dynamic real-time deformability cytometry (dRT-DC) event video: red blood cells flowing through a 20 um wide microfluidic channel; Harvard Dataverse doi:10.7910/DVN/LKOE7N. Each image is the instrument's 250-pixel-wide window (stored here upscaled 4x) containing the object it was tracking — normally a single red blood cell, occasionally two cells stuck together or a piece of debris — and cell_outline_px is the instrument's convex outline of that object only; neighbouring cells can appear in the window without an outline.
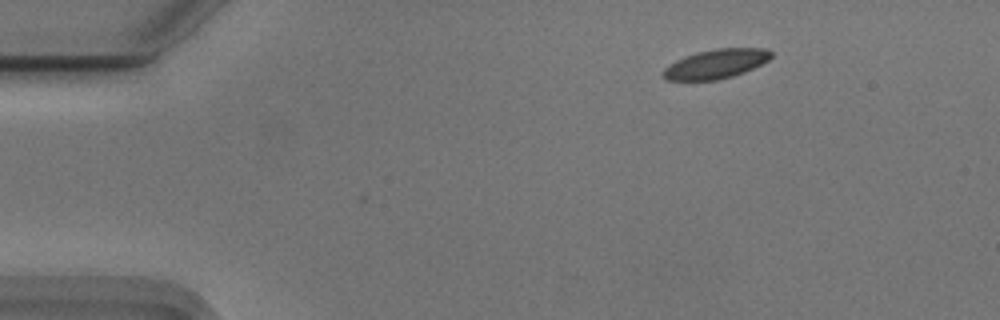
{"species": "Egyptian fruit bat (a non-hibernating species)", "species_latin": "Rousettus aegyptiacus", "temperature_condition": "cold", "stored_images_in_passage": 2, "camera_frame_rate_fps": 3000, "um_per_image_px": 0.085, "animal": {"sex": "male"}, "frame": {"image": 1, "passage_image": 2, "time_ms": 0.333, "image_size_px": [1000, 320], "cell_outline_px": [[772, 56], [768, 60], [744, 72], [732, 76], [716, 80], [664, 80], [660, 76], [660, 72], [668, 64], [684, 56], [696, 52], [716, 48], [768, 48], [772, 52]], "centroid_in_image_um": [60.79, 5.43], "position_along_channel_um": 24.2, "area_um2": 18.61}}